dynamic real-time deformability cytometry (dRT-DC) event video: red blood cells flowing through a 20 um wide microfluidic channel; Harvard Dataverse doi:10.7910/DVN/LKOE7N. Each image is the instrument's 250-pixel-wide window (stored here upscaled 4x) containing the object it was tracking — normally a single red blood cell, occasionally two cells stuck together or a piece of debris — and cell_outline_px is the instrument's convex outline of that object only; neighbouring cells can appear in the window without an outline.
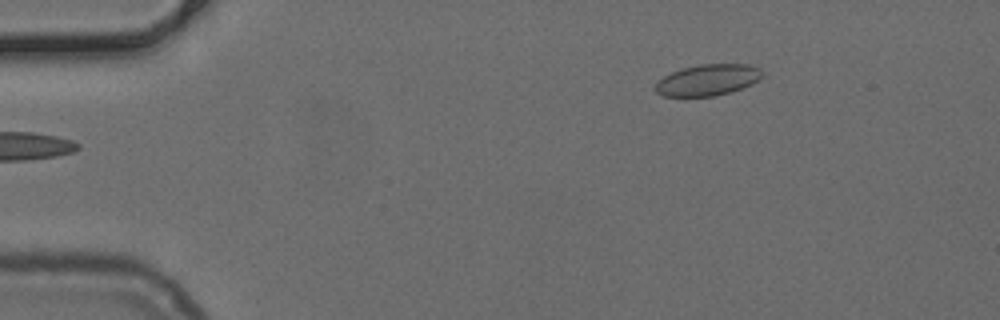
{"species": "common noctule bat (a hibernating species)", "species_latin": "Nyctalus noctula", "temperature_condition": "cold", "stored_images_in_passage": 9, "camera_frame_rate_fps": 3000, "um_per_image_px": 0.085, "animal": {"sex": "female", "body_mass_g": 24.6, "forearm_length_mm": 56.2}, "frame": {"image": 1, "passage_image": 1, "time_ms": 0.0, "image_size_px": [1000, 320], "cell_outline_px": [[760, 80], [752, 84], [728, 92], [712, 96], [664, 96], [656, 92], [656, 84], [664, 76], [672, 72], [684, 68], [700, 64], [748, 64], [760, 68]], "centroid_in_image_um": [60.16, 6.79], "position_along_channel_um": 24.8, "area_um2": 19.07}}